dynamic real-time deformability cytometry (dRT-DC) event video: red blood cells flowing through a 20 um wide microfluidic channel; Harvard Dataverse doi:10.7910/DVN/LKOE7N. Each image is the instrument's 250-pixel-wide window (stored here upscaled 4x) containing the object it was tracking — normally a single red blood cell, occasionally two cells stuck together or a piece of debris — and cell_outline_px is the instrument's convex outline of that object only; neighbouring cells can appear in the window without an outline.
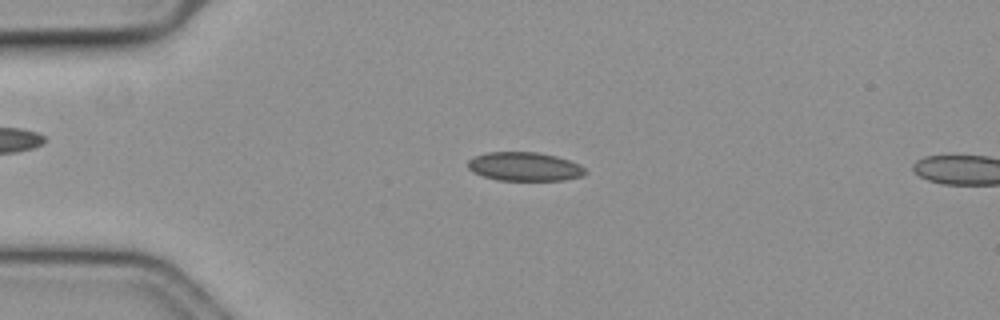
{"species": "common noctule bat (a hibernating species)", "species_latin": "Nyctalus noctula", "temperature_condition": "cold", "stored_images_in_passage": 45, "camera_frame_rate_fps": 3000, "um_per_image_px": 0.085, "animal": {"sex": "female", "body_mass_g": 19.3, "forearm_length_mm": 54.1}, "frame": {"image": 1, "passage_image": 1, "time_ms": 0.0, "image_size_px": [1000, 320], "cell_outline_px": [[588, 172], [580, 176], [564, 180], [496, 180], [472, 172], [468, 168], [468, 160], [476, 156], [488, 152], [536, 152], [556, 156], [580, 164]], "centroid_in_image_um": [44.58, 14.16], "position_along_channel_um": 40.4, "area_um2": 19.59}}
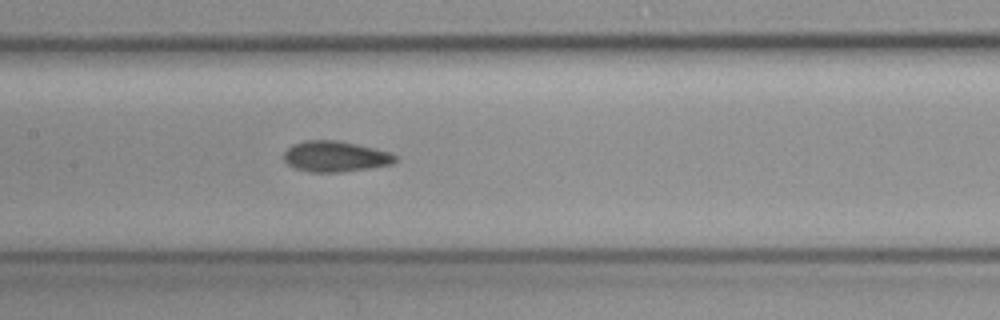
{"frame": {"image": 2, "passage_image": 15, "time_ms": 4.667, "image_size_px": [1000, 320], "cell_outline_px": [[396, 160], [392, 164], [368, 168], [340, 172], [308, 172], [296, 168], [288, 164], [284, 160], [284, 152], [292, 144], [304, 140], [336, 140], [356, 144], [388, 152], [396, 156]], "centroid_in_image_um": [28.45, 13.3], "position_along_channel_um": 178.9, "area_um2": 19.77}}
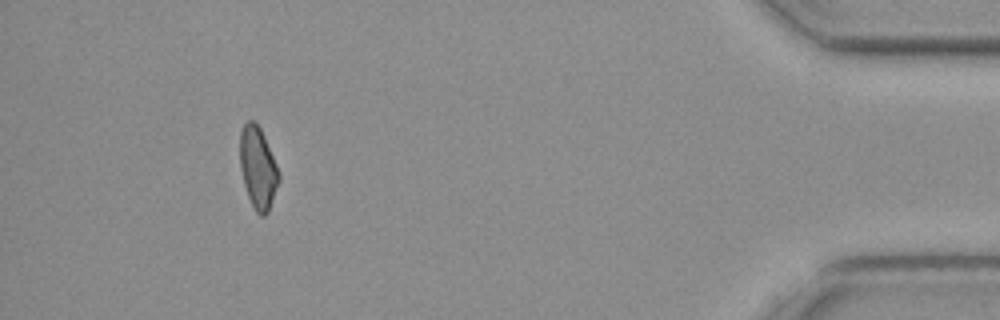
{"frame": {"image": 3, "passage_image": 40, "time_ms": 13.0, "image_size_px": [1000, 320], "cell_outline_px": [[280, 180], [268, 212], [264, 216], [260, 216], [256, 212], [248, 196], [244, 184], [240, 168], [240, 132], [244, 124], [248, 120], [252, 120], [260, 128], [264, 136], [280, 172]], "centroid_in_image_um": [21.93, 14.28], "position_along_channel_um": 413.3, "area_um2": 18.5}, "authors_computed_cell_mechanics": {"area_um2": 19.5942, "velocity_mm_per_s": 3.6117, "shape_relaxation_time_tau1_ms": 11.0009, "shape_relaxation_time_tau2_ms": 3.0649, "deformation_change_tau1": 0.146, "deformation_change_tau2": 0.061}}